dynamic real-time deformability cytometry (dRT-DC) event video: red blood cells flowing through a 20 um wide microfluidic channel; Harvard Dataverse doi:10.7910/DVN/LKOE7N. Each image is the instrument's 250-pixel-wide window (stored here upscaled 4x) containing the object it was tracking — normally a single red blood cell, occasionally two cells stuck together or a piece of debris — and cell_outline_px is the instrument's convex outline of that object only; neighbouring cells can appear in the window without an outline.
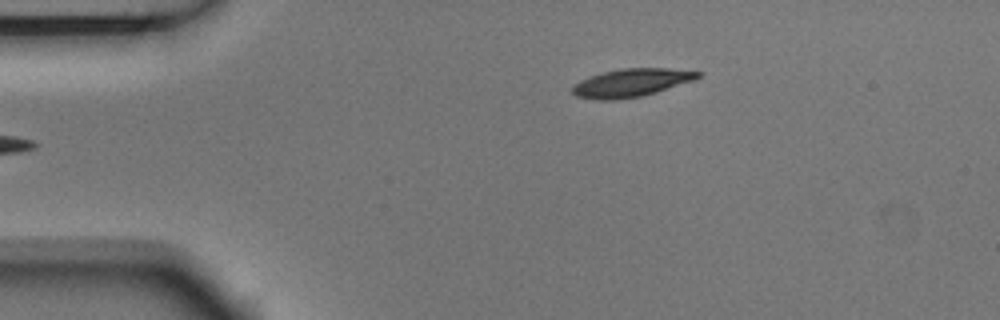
{"species": "Egyptian fruit bat (a non-hibernating species)", "species_latin": "Rousettus aegyptiacus", "temperature_condition": "room temperature", "stored_images_in_passage": 6, "camera_frame_rate_fps": 3000, "um_per_image_px": 0.085, "animal": {"sex": "male"}, "frame": {"image": 1, "passage_image": 6, "time_ms": 1.667, "image_size_px": [1000, 320], "cell_outline_px": [[704, 72], [696, 80], [656, 92], [640, 96], [616, 100], [600, 100], [576, 96], [572, 92], [572, 84], [580, 80], [604, 72], [624, 68], [668, 68]], "centroid_in_image_um": [53.69, 7.03], "position_along_channel_um": 31.3, "area_um2": 20.52}}